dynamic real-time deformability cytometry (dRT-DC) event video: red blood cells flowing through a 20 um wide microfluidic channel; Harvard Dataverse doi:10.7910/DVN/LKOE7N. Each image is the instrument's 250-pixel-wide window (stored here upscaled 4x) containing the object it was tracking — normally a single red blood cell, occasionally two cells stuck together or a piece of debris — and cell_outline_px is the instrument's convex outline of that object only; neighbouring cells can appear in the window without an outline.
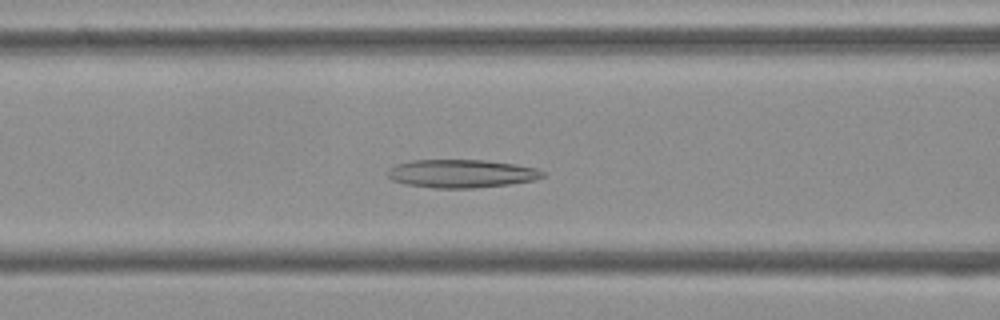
{"species": "Egyptian fruit bat (a non-hibernating species)", "species_latin": "Rousettus aegyptiacus", "temperature_condition": "cold", "stored_images_in_passage": 53, "camera_frame_rate_fps": 3000, "um_per_image_px": 0.085, "frame": {"image": 1, "passage_image": 21, "time_ms": 6.667, "image_size_px": [1000, 320], "cell_outline_px": [[544, 176], [536, 180], [508, 184], [472, 188], [436, 188], [408, 184], [392, 180], [388, 176], [388, 168], [396, 164], [412, 160], [484, 160], [516, 164], [536, 168], [544, 172]], "centroid_in_image_um": [39.23, 14.75], "position_along_channel_um": 127.4, "area_um2": 25.37}}
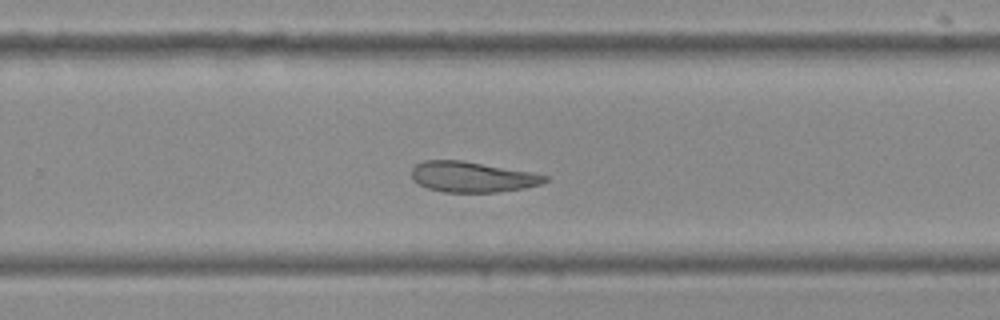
{"frame": {"image": 2, "passage_image": 34, "time_ms": 11.0, "image_size_px": [1000, 320], "cell_outline_px": [[548, 180], [540, 184], [524, 188], [496, 192], [444, 192], [428, 188], [420, 184], [412, 176], [412, 168], [416, 164], [424, 160], [464, 160], [532, 172], [548, 176]], "centroid_in_image_um": [40.16, 15.02], "position_along_channel_um": 289.6, "area_um2": 23.64}}
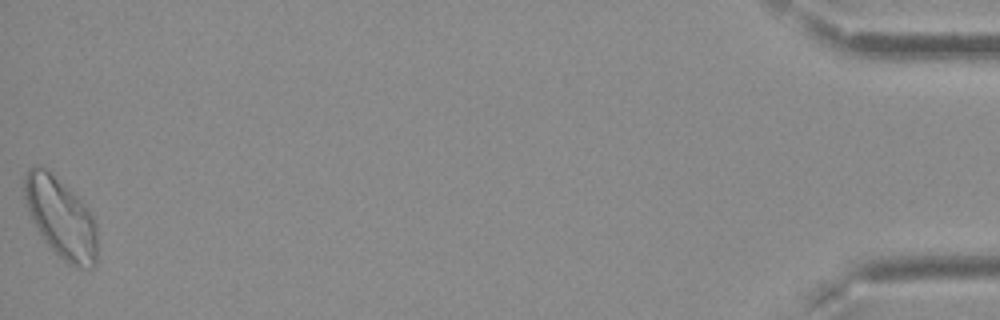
{"frame": {"image": 3, "passage_image": 53, "time_ms": 17.333, "image_size_px": [1000, 320], "cell_outline_px": [[96, 264], [92, 268], [76, 268], [68, 264], [48, 244], [32, 220], [28, 212], [24, 196], [24, 176], [28, 168], [36, 164], [44, 168], [72, 192], [84, 204], [92, 216], [96, 224]], "centroid_in_image_um": [5.16, 18.53], "position_along_channel_um": 430.0, "area_um2": 33.47}}